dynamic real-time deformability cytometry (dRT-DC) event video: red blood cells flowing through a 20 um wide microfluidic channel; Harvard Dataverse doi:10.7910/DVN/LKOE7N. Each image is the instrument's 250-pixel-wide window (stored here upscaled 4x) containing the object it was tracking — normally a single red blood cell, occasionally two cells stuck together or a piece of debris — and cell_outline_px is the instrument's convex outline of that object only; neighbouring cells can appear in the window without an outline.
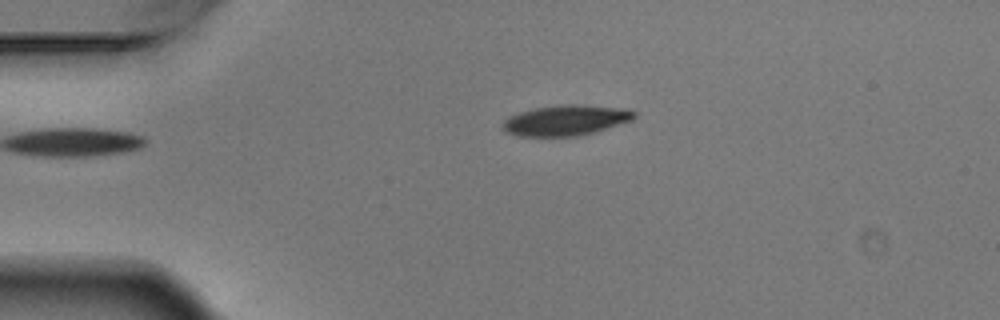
{"species": "Egyptian fruit bat (a non-hibernating species)", "species_latin": "Rousettus aegyptiacus", "temperature_condition": "warm", "stored_images_in_passage": 3, "camera_frame_rate_fps": 3000, "um_per_image_px": 0.085, "animal": {"sex": "male"}, "frame": {"image": 1, "passage_image": 3, "time_ms": 0.667, "image_size_px": [1000, 320], "cell_outline_px": [[636, 116], [632, 120], [592, 132], [572, 136], [520, 136], [504, 132], [504, 120], [508, 116], [520, 112], [536, 108], [564, 104], [584, 104], [628, 108], [636, 112]], "centroid_in_image_um": [48.12, 10.2], "position_along_channel_um": 36.9, "area_um2": 23.24}}